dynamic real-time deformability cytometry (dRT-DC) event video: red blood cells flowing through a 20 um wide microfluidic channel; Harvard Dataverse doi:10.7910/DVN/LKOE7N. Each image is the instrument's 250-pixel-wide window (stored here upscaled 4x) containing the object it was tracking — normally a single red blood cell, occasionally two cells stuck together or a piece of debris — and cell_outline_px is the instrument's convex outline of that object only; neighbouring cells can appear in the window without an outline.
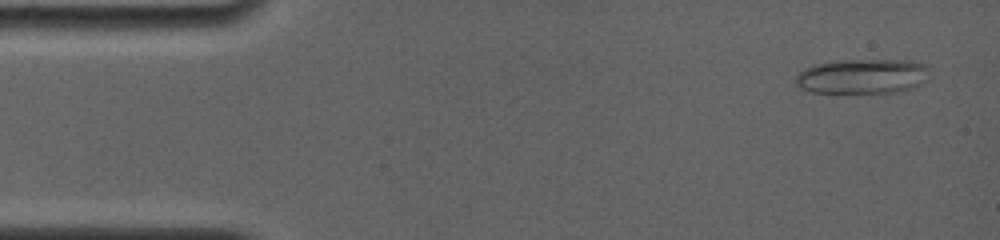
{"species": "common noctule bat (a hibernating species)", "species_latin": "Nyctalus noctula", "temperature_condition": "room temperature", "stored_images_in_passage": 5, "camera_frame_rate_fps": 4000, "um_per_image_px": 0.085, "animal": {"sex": "female", "body_mass_g": 19.0, "forearm_length_mm": 56.7}, "frame": {"image": 1, "passage_image": 1, "time_ms": 0.0, "image_size_px": [1000, 240], "cell_outline_px": [[928, 80], [912, 88], [896, 92], [812, 92], [796, 84], [796, 76], [804, 68], [816, 64], [836, 60], [912, 60], [924, 64], [928, 68]], "centroid_in_image_um": [73.34, 6.47], "position_along_channel_um": 11.7, "area_um2": 27.05}}